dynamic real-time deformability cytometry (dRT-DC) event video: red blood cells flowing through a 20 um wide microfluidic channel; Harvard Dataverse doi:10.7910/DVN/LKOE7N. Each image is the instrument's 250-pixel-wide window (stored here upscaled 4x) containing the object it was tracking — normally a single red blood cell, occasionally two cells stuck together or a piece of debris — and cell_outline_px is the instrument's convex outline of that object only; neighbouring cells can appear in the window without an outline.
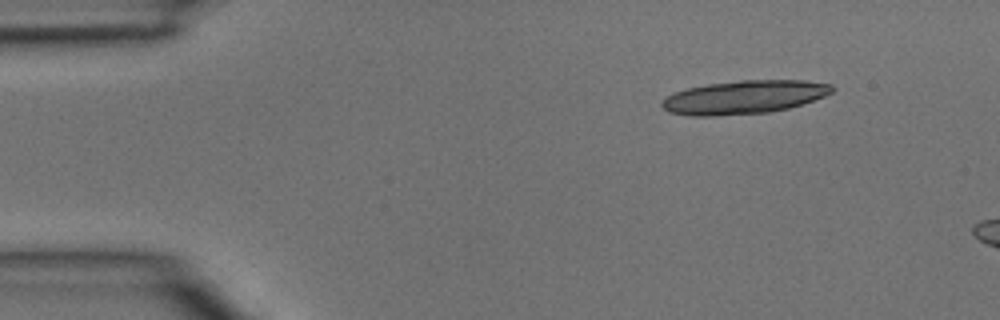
{"species": "common noctule bat (a hibernating species)", "species_latin": "Nyctalus noctula", "temperature_condition": "room temperature", "stored_images_in_passage": 4, "segment_of_instrument_passage": [2, 2], "camera_frame_rate_fps": 3000, "um_per_image_px": 0.085, "animal": {"sex": "male", "body_mass_g": 15.6}, "frame": {"image": 1, "passage_image": 4, "time_ms": 1.0, "image_size_px": [1000, 320], "cell_outline_px": [[836, 88], [832, 92], [824, 96], [788, 108], [768, 112], [716, 116], [692, 116], [668, 112], [660, 104], [668, 96], [676, 92], [688, 88], [708, 84], [740, 80], [804, 80], [832, 84]], "centroid_in_image_um": [63.26, 8.25], "position_along_channel_um": 21.7, "area_um2": 32.95}}